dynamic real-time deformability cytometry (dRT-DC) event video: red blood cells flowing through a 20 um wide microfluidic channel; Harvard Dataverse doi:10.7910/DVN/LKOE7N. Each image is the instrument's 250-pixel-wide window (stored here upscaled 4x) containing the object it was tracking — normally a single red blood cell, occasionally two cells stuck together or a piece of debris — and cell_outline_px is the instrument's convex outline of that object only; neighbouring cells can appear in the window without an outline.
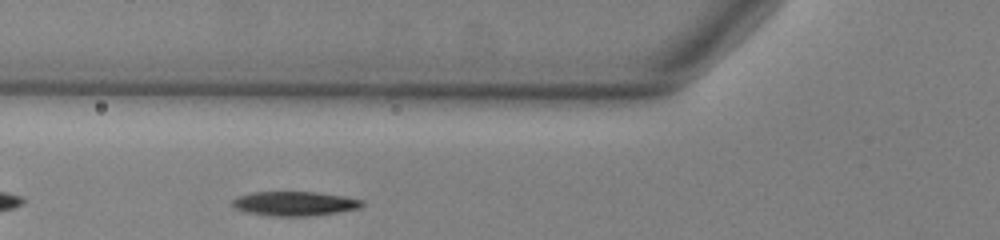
{"species": "common noctule bat (a hibernating species)", "species_latin": "Nyctalus noctula", "temperature_condition": "warm", "stored_images_in_passage": 27, "camera_frame_rate_fps": 3000, "um_per_image_px": 0.085, "animal": {"sex": "male", "body_mass_g": 13.0, "forearm_length_mm": 53.1}, "frame": {"image": 1, "passage_image": 4, "time_ms": 1.0, "image_size_px": [1000, 240], "cell_outline_px": [[364, 204], [360, 208], [336, 212], [308, 216], [268, 216], [248, 212], [236, 208], [232, 204], [232, 200], [236, 196], [252, 192], [316, 192], [344, 196], [364, 200]], "centroid_in_image_um": [25.04, 17.3], "position_along_channel_um": 100.8, "area_um2": 18.38}}
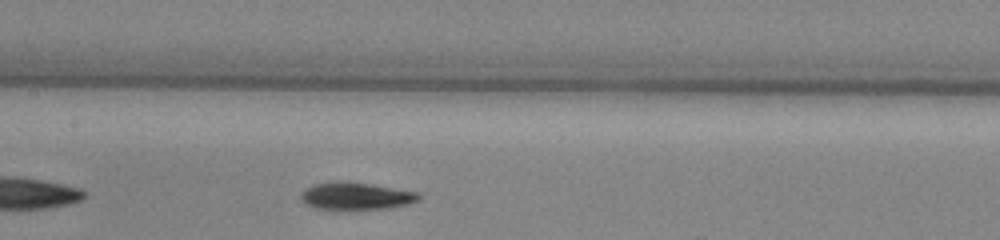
{"frame": {"image": 2, "passage_image": 10, "time_ms": 3.0, "image_size_px": [1000, 240], "cell_outline_px": [[420, 200], [408, 204], [384, 208], [316, 208], [304, 204], [300, 196], [312, 184], [336, 180], [348, 180], [372, 184], [416, 192], [420, 196]], "centroid_in_image_um": [30.24, 16.62], "position_along_channel_um": 177.2, "area_um2": 18.5}}
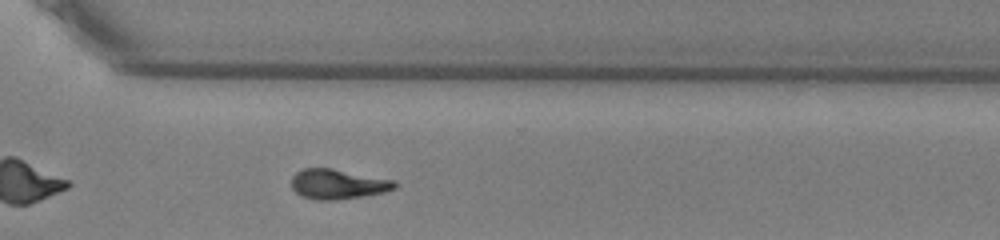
{"frame": {"image": 3, "passage_image": 23, "time_ms": 7.333, "image_size_px": [1000, 240], "cell_outline_px": [[396, 188], [384, 192], [336, 200], [312, 200], [300, 196], [292, 188], [292, 176], [296, 172], [304, 168], [332, 168], [392, 180], [396, 184]], "centroid_in_image_um": [28.65, 15.65], "position_along_channel_um": 341.9, "area_um2": 17.86}, "authors_computed_cell_mechanics": {"area_um2": 18.3804, "velocity_mm_per_s": 3.8097, "shape_relaxation_time_tau1_ms": 4.3996, "shape_relaxation_time_tau2_ms": 7.4425, "deformation_change_tau1": 0.1757, "deformation_change_tau2": 0.1522}}